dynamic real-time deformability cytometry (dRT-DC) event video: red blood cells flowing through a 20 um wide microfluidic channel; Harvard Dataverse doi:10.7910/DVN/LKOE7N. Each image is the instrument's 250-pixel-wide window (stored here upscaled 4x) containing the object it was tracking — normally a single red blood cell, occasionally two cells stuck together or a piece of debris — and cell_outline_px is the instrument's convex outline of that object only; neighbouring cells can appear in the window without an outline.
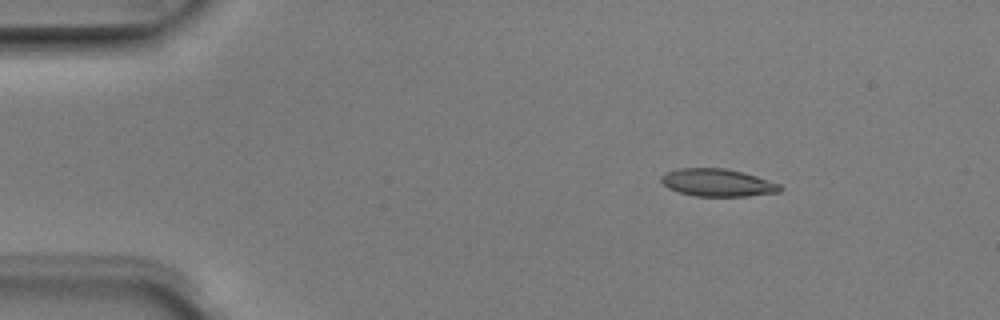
{"species": "Egyptian fruit bat (a non-hibernating species)", "species_latin": "Rousettus aegyptiacus", "temperature_condition": "room temperature", "stored_images_in_passage": 3, "camera_frame_rate_fps": 3000, "um_per_image_px": 0.085, "animal": {"sex": "male"}, "frame": {"image": 1, "passage_image": 1, "time_ms": 0.0, "image_size_px": [1000, 320], "cell_outline_px": [[784, 188], [780, 192], [748, 196], [696, 196], [680, 192], [668, 188], [660, 180], [660, 176], [668, 172], [680, 168], [724, 168], [744, 172], [780, 184]], "centroid_in_image_um": [61.02, 15.52], "position_along_channel_um": 24.0, "area_um2": 19.07}}